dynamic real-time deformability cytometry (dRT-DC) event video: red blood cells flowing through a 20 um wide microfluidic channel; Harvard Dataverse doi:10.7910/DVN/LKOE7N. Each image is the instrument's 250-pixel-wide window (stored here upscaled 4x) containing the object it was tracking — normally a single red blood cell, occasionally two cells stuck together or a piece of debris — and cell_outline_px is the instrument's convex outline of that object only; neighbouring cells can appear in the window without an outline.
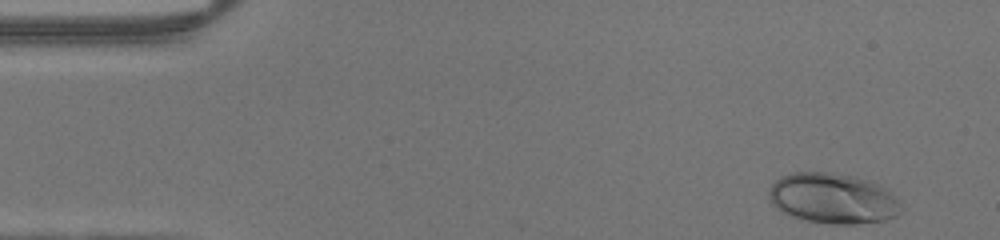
{"species": "human", "species_latin": "Homo sapiens", "temperature_condition": "warm", "stored_images_in_passage": 38, "camera_frame_rate_fps": 3000, "um_per_image_px": 0.085, "donor": {"sex": "male"}, "frame": {"image": 1, "passage_image": 2, "time_ms": 0.333, "image_size_px": [1000, 240], "cell_outline_px": [[904, 208], [896, 216], [884, 220], [856, 224], [832, 224], [808, 220], [792, 216], [780, 212], [772, 204], [768, 196], [768, 188], [780, 176], [788, 172], [832, 172], [856, 176], [868, 180], [884, 188], [900, 200]], "centroid_in_image_um": [70.78, 16.85], "position_along_channel_um": 14.2, "area_um2": 39.25}}
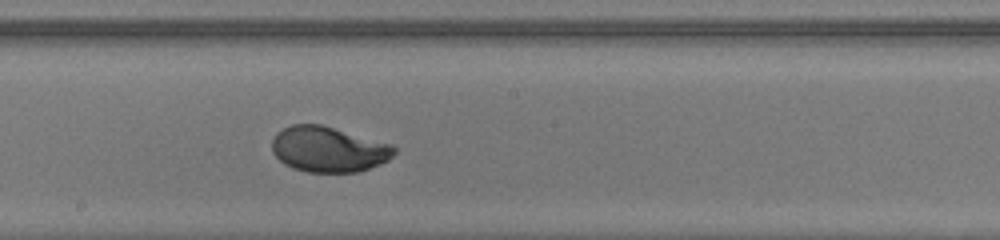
{"frame": {"image": 2, "passage_image": 24, "time_ms": 7.667, "image_size_px": [1000, 240], "cell_outline_px": [[396, 152], [388, 160], [380, 164], [360, 172], [308, 172], [292, 168], [284, 164], [272, 152], [272, 140], [276, 132], [292, 124], [320, 124], [392, 144], [396, 148]], "centroid_in_image_um": [27.91, 12.69], "position_along_channel_um": 220.3, "area_um2": 32.48}}
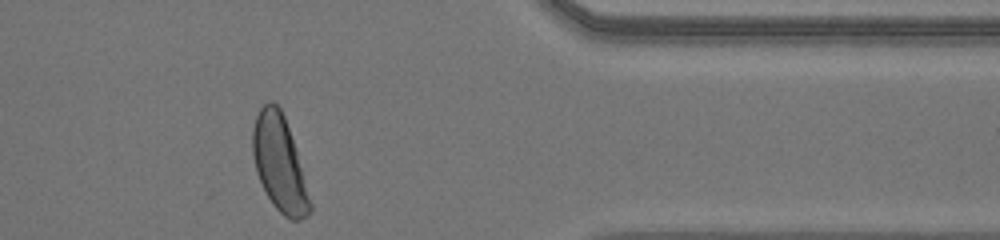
{"frame": {"image": 3, "passage_image": 37, "time_ms": 12.0, "image_size_px": [1000, 240], "cell_outline_px": [[312, 212], [308, 216], [300, 220], [292, 220], [284, 216], [272, 204], [256, 172], [252, 156], [252, 128], [256, 116], [260, 108], [268, 100], [272, 100], [280, 108], [284, 116], [296, 152], [312, 204]], "centroid_in_image_um": [23.73, 13.9], "position_along_channel_um": 387.7, "area_um2": 31.67}}